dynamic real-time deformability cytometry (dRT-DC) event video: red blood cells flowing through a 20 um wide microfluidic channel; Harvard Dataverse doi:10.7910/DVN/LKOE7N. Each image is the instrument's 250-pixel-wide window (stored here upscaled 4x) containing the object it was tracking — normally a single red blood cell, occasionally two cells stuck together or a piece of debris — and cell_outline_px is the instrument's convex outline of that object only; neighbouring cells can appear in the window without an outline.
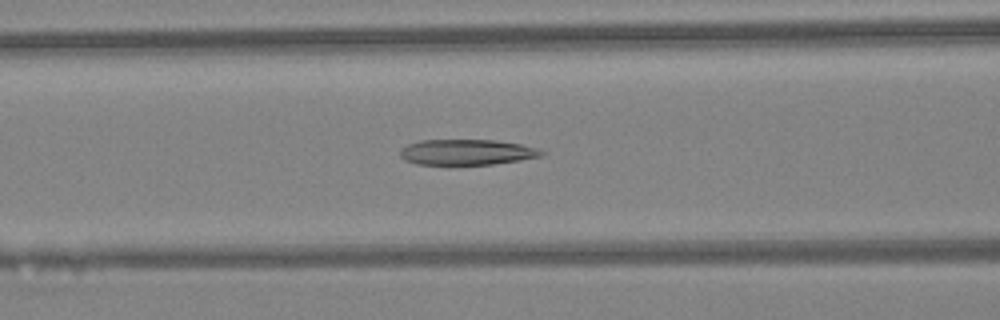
{"species": "Egyptian fruit bat (a non-hibernating species)", "species_latin": "Rousettus aegyptiacus", "temperature_condition": "warm", "stored_images_in_passage": 33, "camera_frame_rate_fps": 3000, "um_per_image_px": 0.085, "animal": {"sex": "female"}, "frame": {"image": 1, "passage_image": 7, "time_ms": 2.0, "image_size_px": [1000, 320], "cell_outline_px": [[544, 152], [540, 156], [520, 160], [492, 164], [448, 168], [416, 164], [404, 160], [400, 156], [400, 148], [408, 144], [420, 140], [496, 140], [520, 144], [536, 148]], "centroid_in_image_um": [39.56, 12.98], "position_along_channel_um": 127.0, "area_um2": 22.02}}
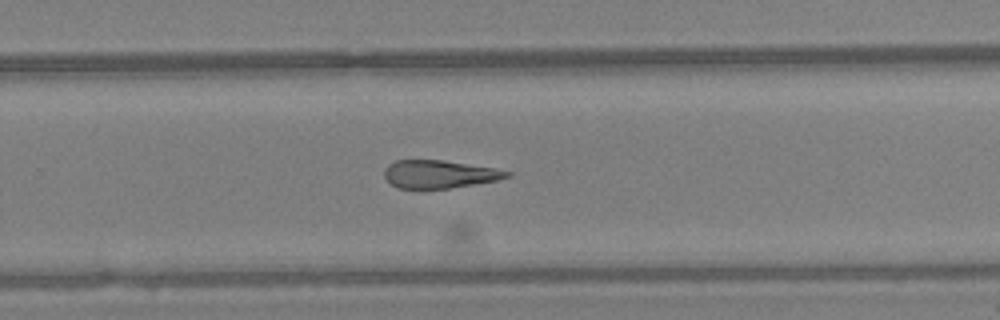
{"frame": {"image": 2, "passage_image": 18, "time_ms": 5.667, "image_size_px": [1000, 320], "cell_outline_px": [[512, 176], [496, 180], [452, 188], [396, 188], [384, 176], [384, 168], [388, 164], [396, 160], [444, 160], [492, 168], [512, 172]], "centroid_in_image_um": [37.32, 14.8], "position_along_channel_um": 292.5, "area_um2": 19.83}}
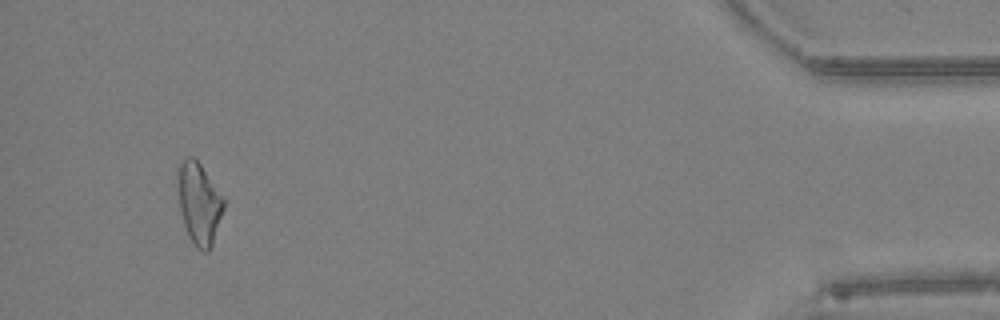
{"frame": {"image": 3, "passage_image": 31, "time_ms": 10.0, "image_size_px": [1000, 320], "cell_outline_px": [[224, 208], [212, 244], [208, 252], [204, 252], [196, 248], [188, 236], [184, 224], [180, 208], [176, 168], [188, 156], [192, 156], [200, 164], [224, 196]], "centroid_in_image_um": [16.92, 17.28], "position_along_channel_um": 418.3, "area_um2": 21.79}, "authors_computed_cell_mechanics": {"area_um2": 21.6172, "velocity_mm_per_s": 4.5341, "shape_relaxation_time_tau1_ms": null, "shape_relaxation_time_tau2_ms": 4.9622, "deformation_change_tau1": null, "deformation_change_tau2": 0.182}}